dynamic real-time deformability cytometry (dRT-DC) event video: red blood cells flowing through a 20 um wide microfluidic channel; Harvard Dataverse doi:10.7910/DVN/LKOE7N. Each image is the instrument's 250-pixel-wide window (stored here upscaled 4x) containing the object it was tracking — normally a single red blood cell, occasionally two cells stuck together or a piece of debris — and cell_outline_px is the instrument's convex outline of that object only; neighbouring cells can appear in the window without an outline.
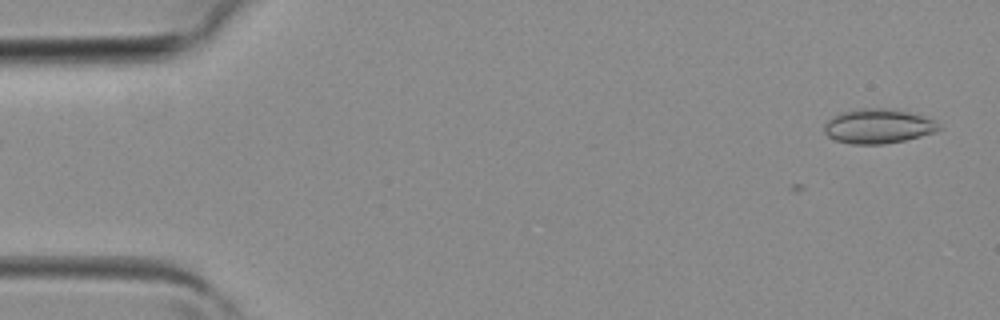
{"species": "common noctule bat (a hibernating species)", "species_latin": "Nyctalus noctula", "temperature_condition": "room temperature", "stored_images_in_passage": 4, "camera_frame_rate_fps": 3000, "um_per_image_px": 0.085, "animal": {"sex": "female", "body_mass_g": 19.3, "forearm_length_mm": 54.1}, "frame": {"image": 1, "passage_image": 1, "time_ms": 0.0, "image_size_px": [1000, 320], "cell_outline_px": [[944, 128], [936, 132], [904, 140], [884, 144], [852, 144], [836, 140], [828, 136], [824, 132], [824, 124], [832, 116], [840, 112], [860, 108], [884, 108], [908, 112], [924, 116], [936, 120]], "centroid_in_image_um": [74.66, 10.72], "position_along_channel_um": 10.3, "area_um2": 23.24}}